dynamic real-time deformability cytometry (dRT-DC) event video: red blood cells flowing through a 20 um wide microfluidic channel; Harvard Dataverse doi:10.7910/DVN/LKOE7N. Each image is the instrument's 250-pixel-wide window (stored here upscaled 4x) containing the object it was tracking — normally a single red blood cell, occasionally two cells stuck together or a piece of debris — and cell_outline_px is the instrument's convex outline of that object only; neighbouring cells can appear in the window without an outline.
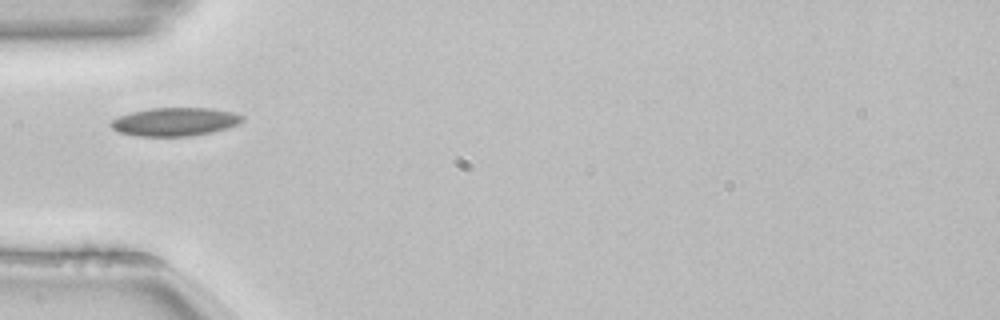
{"species": "common noctule bat (a hibernating species)", "species_latin": "Nyctalus noctula", "temperature_condition": "room temperature", "stored_images_in_passage": 3, "segment_of_instrument_passage": [1, 2], "camera_frame_rate_fps": 3000, "um_per_image_px": 0.085, "animal": {"sex": "female", "body_mass_g": 22.7, "forearm_length_mm": 54.2}, "frame": {"image": 1, "passage_image": 1, "time_ms": 0.0, "image_size_px": [1000, 320], "cell_outline_px": [[144, 264], [40, 264], [32, 256], [84, 244], [140, 256]], "centroid_in_image_um": [7.43, 21.8], "position_along_channel_um": 77.6, "area_um2": 10.81}}